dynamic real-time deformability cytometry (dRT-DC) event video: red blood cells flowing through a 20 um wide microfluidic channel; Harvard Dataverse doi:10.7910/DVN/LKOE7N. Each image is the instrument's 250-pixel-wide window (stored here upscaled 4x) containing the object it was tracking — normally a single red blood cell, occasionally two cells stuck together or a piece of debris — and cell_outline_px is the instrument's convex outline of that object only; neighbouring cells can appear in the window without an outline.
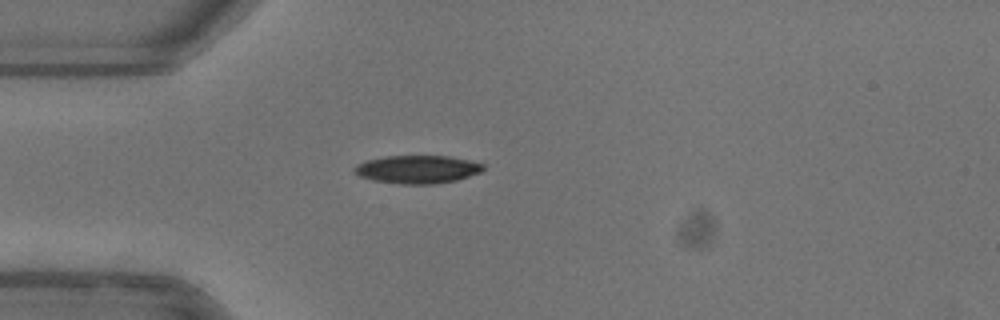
{"species": "common noctule bat (a hibernating species)", "species_latin": "Nyctalus noctula", "temperature_condition": "warm", "stored_images_in_passage": 12, "camera_frame_rate_fps": 3000, "um_per_image_px": 0.085, "animal": {"sex": "female"}, "frame": {"image": 1, "passage_image": 1, "time_ms": 0.0, "image_size_px": [1000, 320], "cell_outline_px": [[484, 168], [480, 172], [456, 180], [432, 184], [404, 184], [372, 180], [360, 176], [352, 168], [356, 164], [364, 160], [384, 156], [448, 156], [468, 160], [484, 164]], "centroid_in_image_um": [35.44, 14.38], "position_along_channel_um": 49.6, "area_um2": 20.98}}
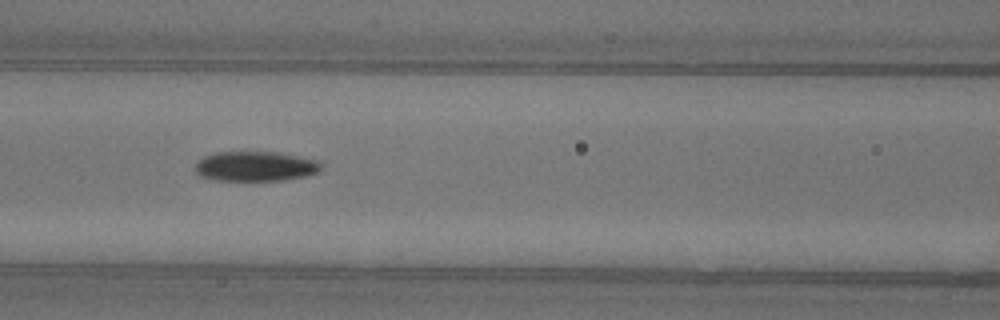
{"frame": {"image": 2, "passage_image": 9, "time_ms": 2.667, "image_size_px": [1000, 320], "cell_outline_px": [[324, 168], [320, 172], [304, 176], [284, 180], [216, 180], [200, 176], [196, 172], [196, 164], [204, 156], [216, 152], [280, 152], [320, 160]], "centroid_in_image_um": [21.79, 14.12], "position_along_channel_um": 144.8, "area_um2": 22.08}}
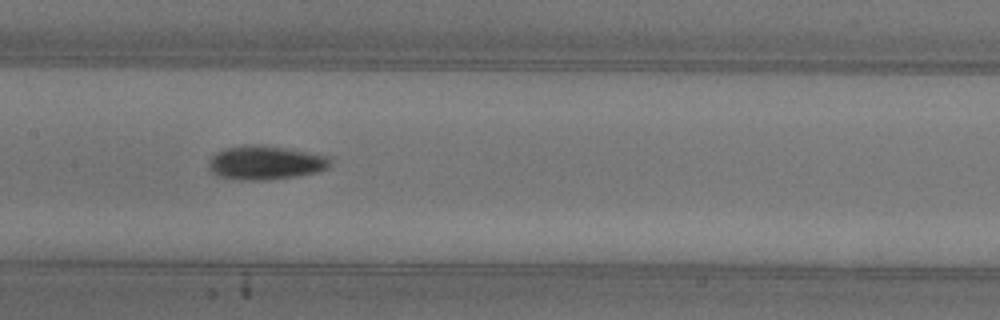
{"frame": {"image": 3, "passage_image": 12, "time_ms": 3.667, "image_size_px": [1000, 320], "cell_outline_px": [[332, 160], [328, 168], [312, 172], [292, 176], [260, 180], [240, 180], [216, 176], [208, 168], [208, 164], [212, 156], [216, 152], [224, 148], [244, 144], [260, 144], [288, 148], [332, 156]], "centroid_in_image_um": [22.53, 13.8], "position_along_channel_um": 184.9, "area_um2": 24.16}}